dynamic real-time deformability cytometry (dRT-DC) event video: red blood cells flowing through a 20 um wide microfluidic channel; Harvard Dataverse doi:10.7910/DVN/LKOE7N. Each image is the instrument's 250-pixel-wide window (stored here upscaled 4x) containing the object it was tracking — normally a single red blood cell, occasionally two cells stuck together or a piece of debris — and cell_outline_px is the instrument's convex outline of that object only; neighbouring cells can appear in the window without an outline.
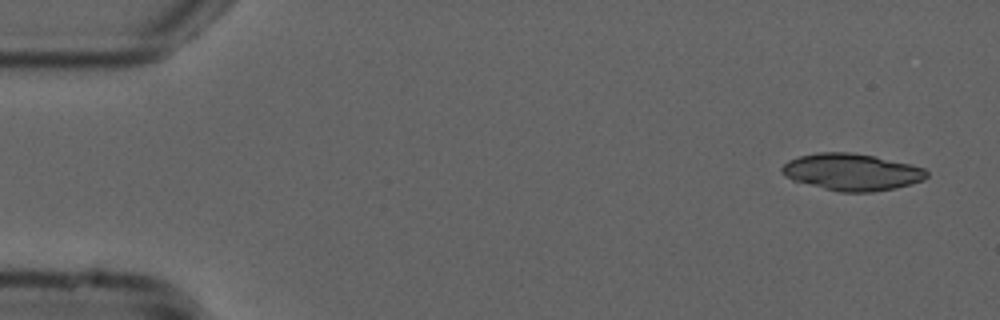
{"species": "common noctule bat (a hibernating species)", "species_latin": "Nyctalus noctula", "temperature_condition": "cold", "stored_images_in_passage": 17, "camera_frame_rate_fps": 3000, "um_per_image_px": 0.085, "animal": {"sex": "male", "forearm_length_mm": 52.5}, "frame": {"image": 1, "passage_image": 1, "time_ms": 0.0, "image_size_px": [1000, 320], "cell_outline_px": [[928, 176], [924, 180], [912, 184], [896, 188], [872, 192], [840, 192], [792, 180], [784, 176], [780, 172], [780, 168], [788, 160], [800, 156], [816, 152], [852, 152], [876, 156], [924, 168], [928, 172]], "centroid_in_image_um": [72.39, 14.62], "position_along_channel_um": 12.6, "area_um2": 31.27}}